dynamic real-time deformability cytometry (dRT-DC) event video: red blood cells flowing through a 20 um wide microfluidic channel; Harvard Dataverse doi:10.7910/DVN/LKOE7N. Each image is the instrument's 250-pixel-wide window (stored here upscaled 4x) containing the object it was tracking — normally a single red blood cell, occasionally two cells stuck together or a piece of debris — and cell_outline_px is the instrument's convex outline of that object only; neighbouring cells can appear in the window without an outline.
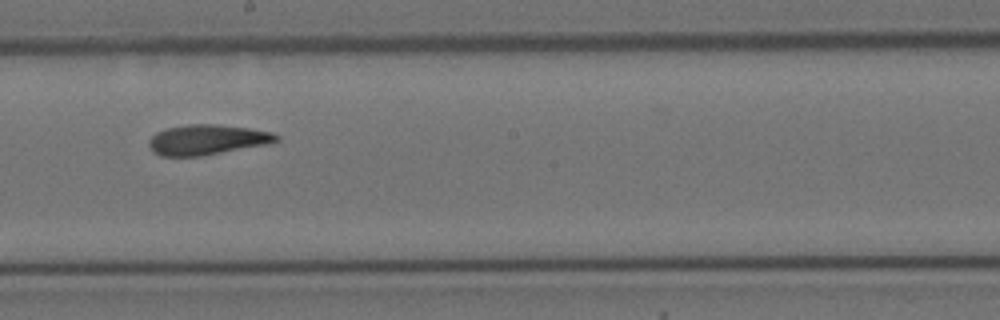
{"species": "Egyptian fruit bat (a non-hibernating species)", "species_latin": "Rousettus aegyptiacus", "temperature_condition": "cold", "stored_images_in_passage": 14, "camera_frame_rate_fps": 3000, "um_per_image_px": 0.085, "animal": {"sex": "female"}, "frame": {"image": 1, "passage_image": 7, "time_ms": 2.0, "image_size_px": [1000, 320], "cell_outline_px": [[280, 140], [264, 144], [200, 156], [160, 156], [152, 152], [148, 144], [148, 140], [156, 132], [168, 128], [188, 124], [216, 124], [248, 128], [272, 132], [280, 136]], "centroid_in_image_um": [17.55, 11.87], "position_along_channel_um": 230.6, "area_um2": 22.2}}
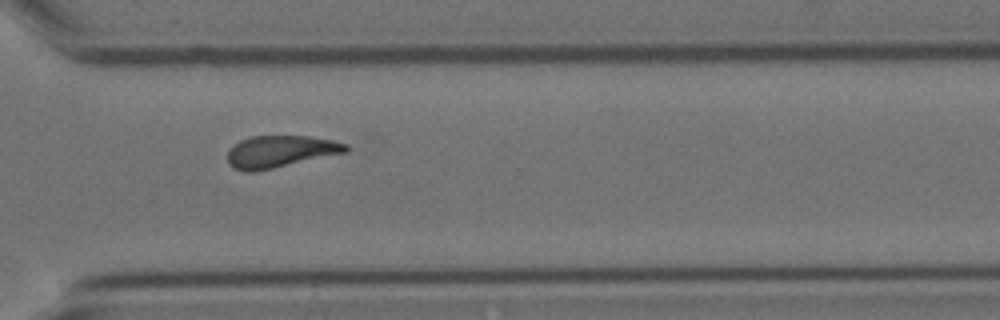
{"frame": {"image": 2, "passage_image": 10, "time_ms": 3.0, "image_size_px": [1000, 320], "cell_outline_px": [[352, 148], [348, 152], [272, 168], [252, 172], [244, 172], [232, 168], [228, 164], [228, 152], [240, 140], [252, 136], [308, 136], [332, 140], [348, 144]], "centroid_in_image_um": [23.86, 12.88], "position_along_channel_um": 346.7, "area_um2": 22.02}}
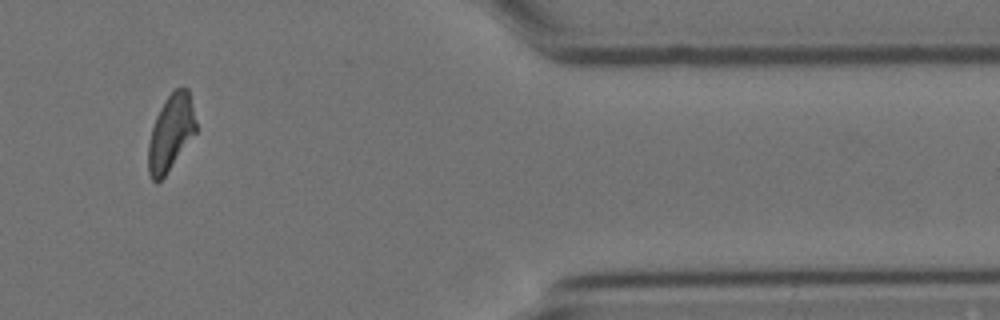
{"frame": {"image": 3, "passage_image": 12, "time_ms": 3.667, "image_size_px": [1000, 320], "cell_outline_px": [[196, 132], [164, 176], [156, 184], [152, 180], [148, 172], [148, 144], [152, 128], [156, 116], [164, 100], [176, 88], [188, 88], [196, 124]], "centroid_in_image_um": [14.49, 11.29], "position_along_channel_um": 396.9, "area_um2": 20.75}}